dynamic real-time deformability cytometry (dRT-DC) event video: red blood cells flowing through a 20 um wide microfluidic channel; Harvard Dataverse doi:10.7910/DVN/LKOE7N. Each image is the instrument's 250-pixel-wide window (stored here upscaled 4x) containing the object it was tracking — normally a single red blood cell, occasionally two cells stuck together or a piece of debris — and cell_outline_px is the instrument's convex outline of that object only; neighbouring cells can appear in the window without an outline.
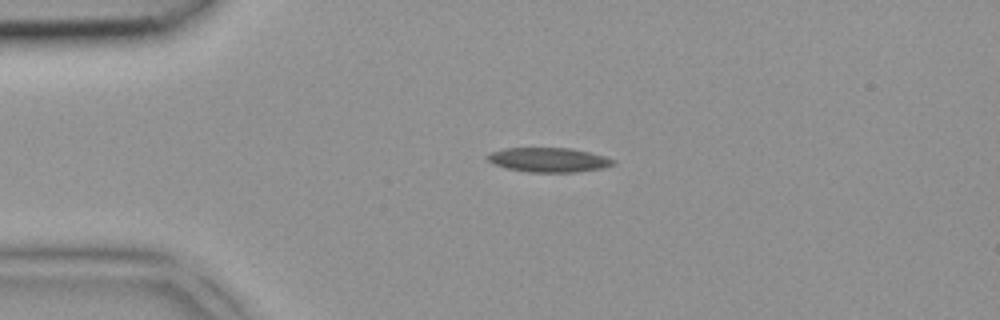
{"species": "common noctule bat (a hibernating species)", "species_latin": "Nyctalus noctula", "temperature_condition": "room temperature", "stored_images_in_passage": 5, "camera_frame_rate_fps": 3000, "um_per_image_px": 0.085, "animal": {"sex": "female", "body_mass_g": 18.4}, "frame": {"image": 1, "passage_image": 4, "time_ms": 1.0, "image_size_px": [1000, 320], "cell_outline_px": [[616, 164], [604, 168], [576, 172], [528, 172], [508, 168], [496, 164], [488, 160], [488, 152], [504, 148], [572, 148], [604, 156], [616, 160]], "centroid_in_image_um": [46.68, 13.58], "position_along_channel_um": 38.3, "area_um2": 17.86}}